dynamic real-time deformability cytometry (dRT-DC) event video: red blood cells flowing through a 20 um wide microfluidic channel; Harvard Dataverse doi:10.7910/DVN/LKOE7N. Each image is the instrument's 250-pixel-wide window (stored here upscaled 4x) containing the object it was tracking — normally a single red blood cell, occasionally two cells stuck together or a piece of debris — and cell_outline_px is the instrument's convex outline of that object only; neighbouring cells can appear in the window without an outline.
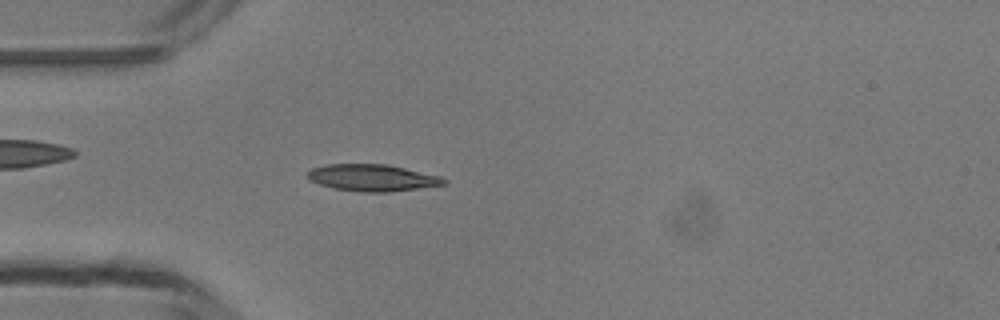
{"species": "common noctule bat (a hibernating species)", "species_latin": "Nyctalus noctula", "temperature_condition": "room temperature", "stored_images_in_passage": 47, "camera_frame_rate_fps": 3000, "um_per_image_px": 0.085, "animal": {"sex": "male", "body_mass_g": 13.3}, "frame": {"image": 1, "passage_image": 13, "time_ms": 4.0, "image_size_px": [1000, 320], "cell_outline_px": [[448, 180], [444, 184], [388, 192], [360, 192], [332, 188], [308, 180], [304, 176], [312, 168], [328, 164], [388, 164], [440, 176]], "centroid_in_image_um": [31.59, 15.1], "position_along_channel_um": 53.4, "area_um2": 21.27}}
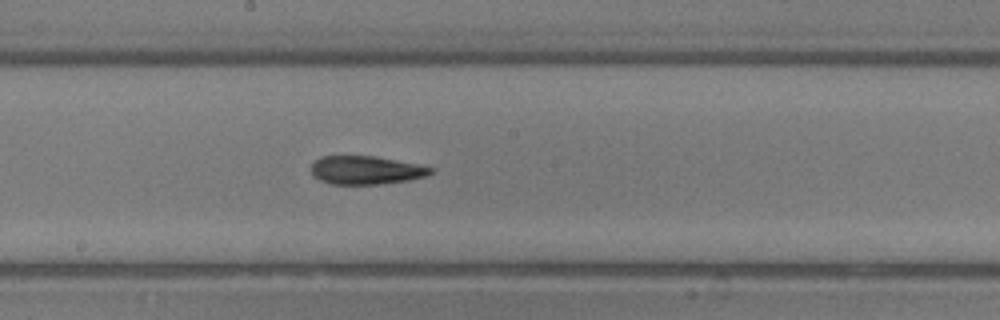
{"frame": {"image": 2, "passage_image": 25, "time_ms": 8.0, "image_size_px": [1000, 320], "cell_outline_px": [[436, 168], [432, 172], [424, 176], [408, 180], [380, 184], [328, 184], [312, 176], [312, 164], [320, 156], [376, 156], [420, 164]], "centroid_in_image_um": [31.11, 14.46], "position_along_channel_um": 217.1, "area_um2": 19.88}}
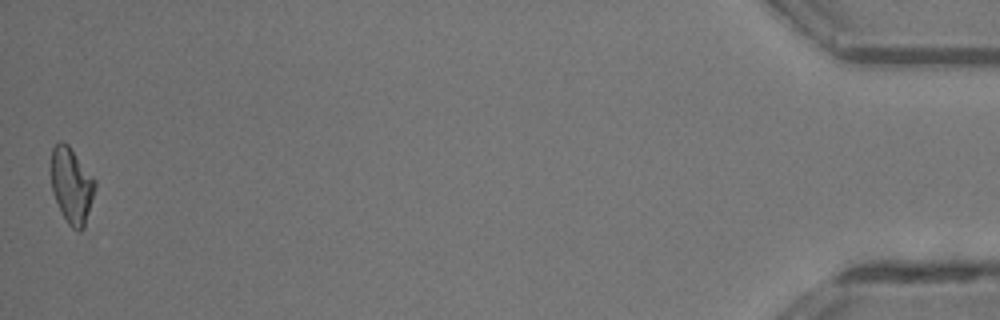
{"frame": {"image": 3, "passage_image": 47, "time_ms": 15.333, "image_size_px": [1000, 320], "cell_outline_px": [[96, 184], [84, 228], [80, 232], [72, 228], [68, 224], [52, 192], [48, 168], [52, 148], [60, 140], [68, 144], [96, 180]], "centroid_in_image_um": [6.04, 15.71], "position_along_channel_um": 429.2, "area_um2": 19.71}, "authors_computed_cell_mechanics": {"area_um2": 19.8254, "velocity_mm_per_s": 4.2565, "shape_relaxation_time_tau1_ms": 4.595, "shape_relaxation_time_tau2_ms": 3.0562, "deformation_change_tau1": 0.1614, "deformation_change_tau2": 0.1198}}